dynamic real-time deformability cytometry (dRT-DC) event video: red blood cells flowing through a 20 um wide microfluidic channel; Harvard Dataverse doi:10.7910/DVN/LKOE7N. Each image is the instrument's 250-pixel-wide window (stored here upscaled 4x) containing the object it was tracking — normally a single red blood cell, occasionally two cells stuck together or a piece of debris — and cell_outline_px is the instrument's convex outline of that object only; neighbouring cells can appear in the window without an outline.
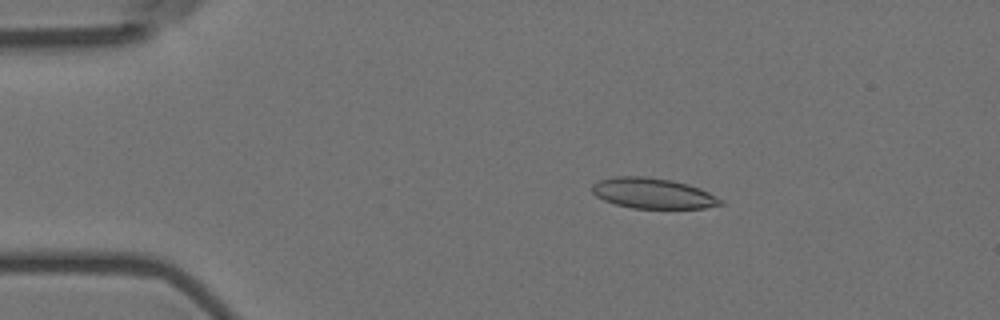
{"species": "Egyptian fruit bat (a non-hibernating species)", "species_latin": "Rousettus aegyptiacus", "temperature_condition": "room temperature", "stored_images_in_passage": 52, "camera_frame_rate_fps": 3000, "um_per_image_px": 0.085, "animal": {"sex": "female"}, "frame": {"image": 1, "passage_image": 10, "time_ms": 3.0, "image_size_px": [1000, 320], "cell_outline_px": [[724, 204], [704, 208], [632, 208], [616, 204], [604, 200], [596, 196], [592, 192], [592, 184], [600, 180], [612, 176], [644, 176], [672, 180], [688, 184], [700, 188], [724, 200]], "centroid_in_image_um": [55.5, 16.42], "position_along_channel_um": 29.5, "area_um2": 22.89}}
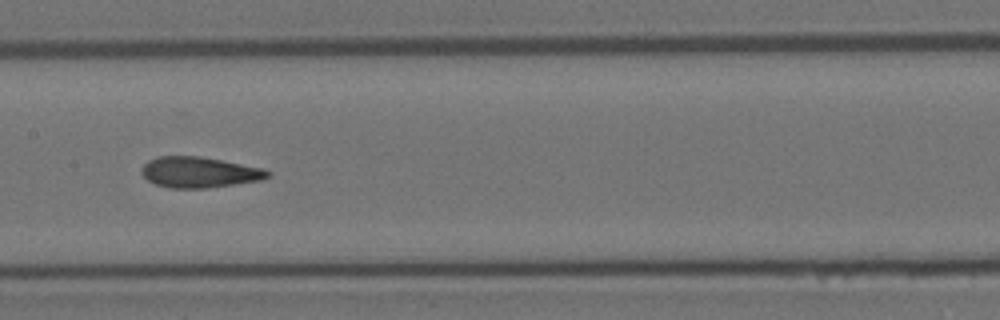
{"frame": {"image": 2, "passage_image": 28, "time_ms": 9.0, "image_size_px": [1000, 320], "cell_outline_px": [[272, 172], [268, 176], [260, 180], [204, 188], [168, 188], [156, 184], [148, 180], [140, 172], [144, 164], [148, 160], [156, 156], [200, 156], [264, 168]], "centroid_in_image_um": [16.91, 14.63], "position_along_channel_um": 190.5, "area_um2": 22.48}}
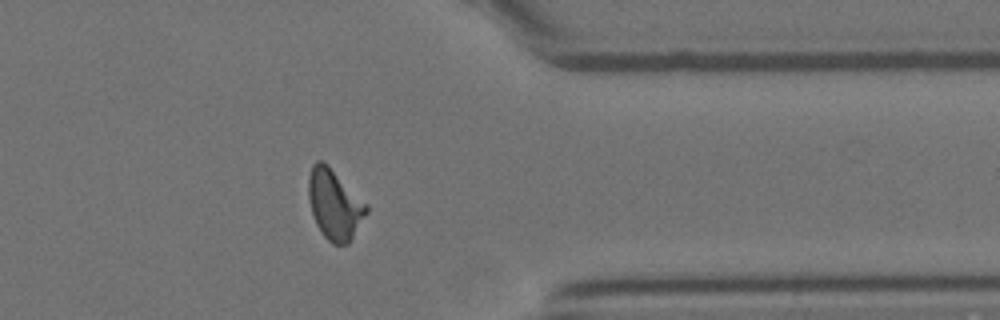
{"frame": {"image": 3, "passage_image": 45, "time_ms": 14.667, "image_size_px": [1000, 320], "cell_outline_px": [[368, 212], [352, 240], [348, 244], [332, 244], [320, 232], [316, 224], [308, 200], [308, 176], [312, 164], [316, 160], [324, 160], [368, 204]], "centroid_in_image_um": [28.44, 17.36], "position_along_channel_um": 383.0, "area_um2": 24.1}, "authors_computed_cell_mechanics": {"area_um2": 22.8021, "velocity_mm_per_s": 3.6069, "shape_relaxation_time_tau1_ms": 6.6653, "shape_relaxation_time_tau2_ms": 1.5444, "deformation_change_tau1": 0.186, "deformation_change_tau2": 0.0913}}